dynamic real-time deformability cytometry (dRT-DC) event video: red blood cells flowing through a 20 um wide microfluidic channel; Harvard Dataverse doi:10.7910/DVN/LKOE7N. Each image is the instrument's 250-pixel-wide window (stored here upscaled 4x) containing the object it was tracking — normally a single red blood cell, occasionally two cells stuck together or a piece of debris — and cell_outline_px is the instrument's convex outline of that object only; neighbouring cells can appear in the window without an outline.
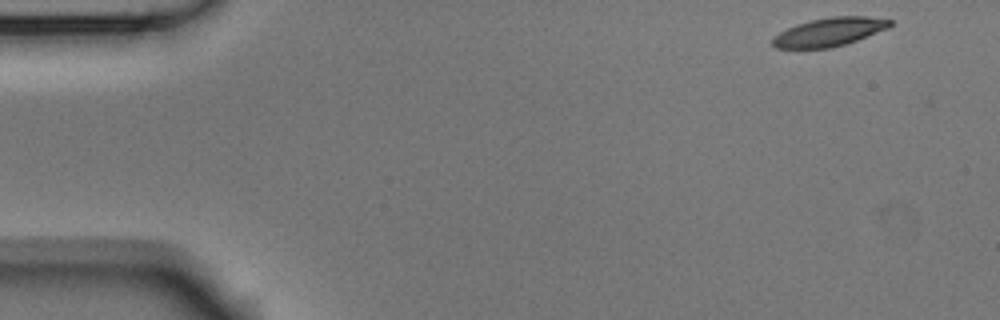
{"species": "Egyptian fruit bat (a non-hibernating species)", "species_latin": "Rousettus aegyptiacus", "temperature_condition": "room temperature", "stored_images_in_passage": 6, "camera_frame_rate_fps": 3000, "um_per_image_px": 0.085, "animal": {"sex": "male"}, "frame": {"image": 1, "passage_image": 1, "time_ms": 0.0, "image_size_px": [1000, 320], "cell_outline_px": [[892, 24], [888, 28], [856, 40], [832, 48], [776, 48], [772, 44], [772, 36], [796, 24], [812, 20], [832, 16], [864, 16], [892, 20]], "centroid_in_image_um": [70.47, 2.72], "position_along_channel_um": 14.5, "area_um2": 19.31}}
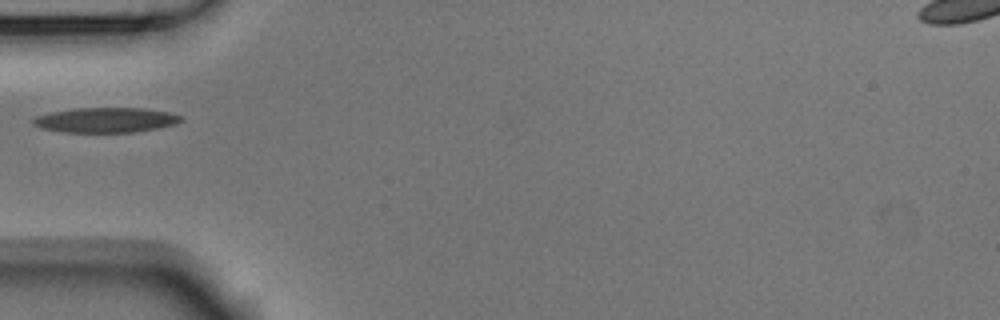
{"frame": {"image": 2, "passage_image": 5, "time_ms": 1.333, "image_size_px": [1000, 320], "cell_outline_px": [[184, 120], [176, 124], [156, 128], [132, 132], [60, 132], [40, 128], [32, 124], [32, 120], [36, 116], [52, 112], [76, 108], [144, 108], [168, 112], [184, 116]], "centroid_in_image_um": [9.0, 10.2], "position_along_channel_um": 76.0, "area_um2": 21.56}}
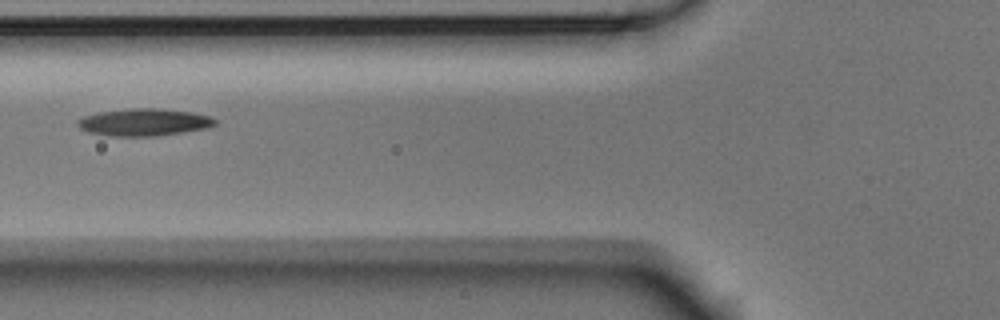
{"frame": {"image": 3, "passage_image": 6, "time_ms": 1.667, "image_size_px": [1000, 320], "cell_outline_px": [[216, 124], [208, 128], [156, 136], [108, 136], [88, 132], [80, 128], [76, 124], [76, 120], [84, 116], [96, 112], [132, 108], [160, 108], [192, 112], [208, 116], [216, 120]], "centroid_in_image_um": [12.2, 10.38], "position_along_channel_um": 113.6, "area_um2": 21.96}}